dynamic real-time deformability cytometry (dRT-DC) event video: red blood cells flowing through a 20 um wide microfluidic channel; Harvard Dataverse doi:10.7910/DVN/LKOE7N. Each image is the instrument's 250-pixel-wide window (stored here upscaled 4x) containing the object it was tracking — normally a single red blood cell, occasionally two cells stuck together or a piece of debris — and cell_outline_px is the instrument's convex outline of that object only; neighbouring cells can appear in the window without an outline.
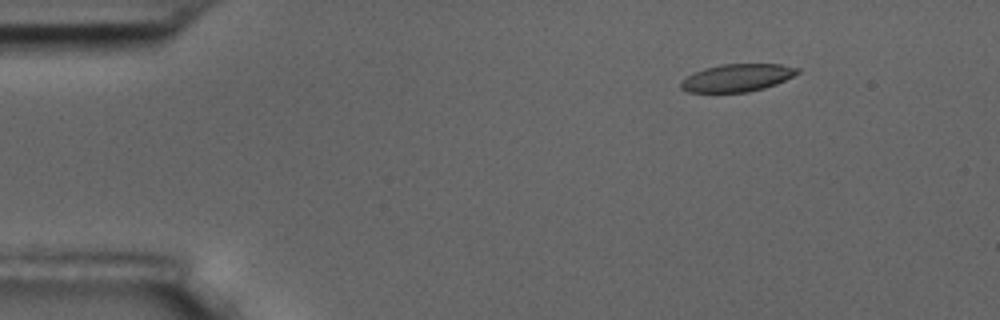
{"species": "common noctule bat (a hibernating species)", "species_latin": "Nyctalus noctula", "temperature_condition": "room temperature", "stored_images_in_passage": 58, "camera_frame_rate_fps": 3000, "um_per_image_px": 0.085, "animal": {"sex": "male", "body_mass_g": 17.5, "forearm_length_mm": 52.3}, "frame": {"image": 1, "passage_image": 8, "time_ms": 2.333, "image_size_px": [1000, 320], "cell_outline_px": [[800, 72], [776, 84], [764, 88], [748, 92], [688, 92], [680, 88], [680, 80], [692, 72], [704, 68], [720, 64], [780, 64], [800, 68]], "centroid_in_image_um": [62.61, 6.6], "position_along_channel_um": 22.4, "area_um2": 18.9}}
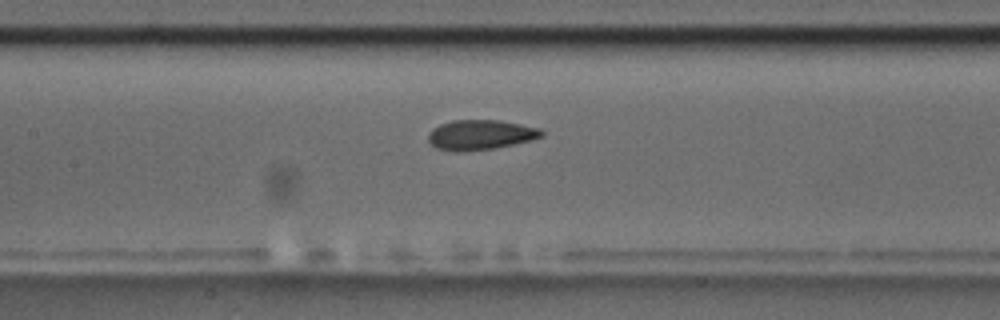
{"frame": {"image": 2, "passage_image": 27, "time_ms": 8.667, "image_size_px": [1000, 320], "cell_outline_px": [[544, 136], [532, 140], [496, 148], [460, 152], [456, 152], [436, 148], [428, 140], [428, 132], [432, 128], [440, 124], [452, 120], [496, 120], [520, 124], [540, 128], [544, 132]], "centroid_in_image_um": [40.83, 11.46], "position_along_channel_um": 166.6, "area_um2": 19.94}}
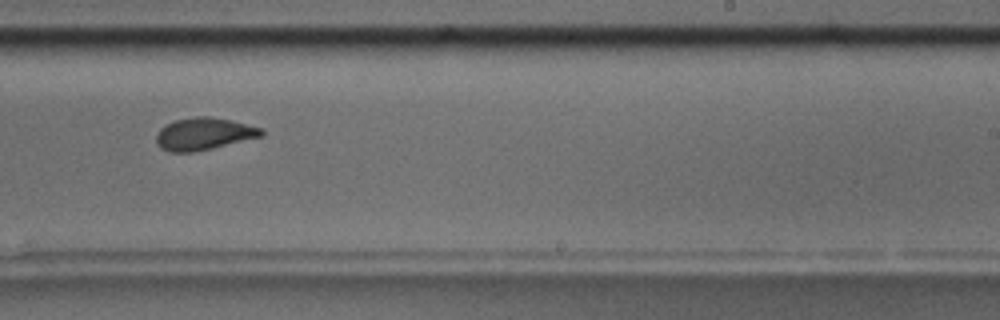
{"frame": {"image": 3, "passage_image": 36, "time_ms": 11.667, "image_size_px": [1000, 320], "cell_outline_px": [[264, 136], [212, 148], [192, 152], [168, 152], [160, 148], [156, 144], [156, 136], [160, 128], [176, 120], [196, 116], [208, 116], [232, 120], [264, 128]], "centroid_in_image_um": [17.35, 11.38], "position_along_channel_um": 271.6, "area_um2": 19.88}, "authors_computed_cell_mechanics": {"area_um2": 19.7387, "velocity_mm_per_s": 3.5154, "shape_relaxation_time_tau1_ms": 5.6559, "shape_relaxation_time_tau2_ms": 1.7336, "deformation_change_tau1": 0.1484, "deformation_change_tau2": 0.0759}}